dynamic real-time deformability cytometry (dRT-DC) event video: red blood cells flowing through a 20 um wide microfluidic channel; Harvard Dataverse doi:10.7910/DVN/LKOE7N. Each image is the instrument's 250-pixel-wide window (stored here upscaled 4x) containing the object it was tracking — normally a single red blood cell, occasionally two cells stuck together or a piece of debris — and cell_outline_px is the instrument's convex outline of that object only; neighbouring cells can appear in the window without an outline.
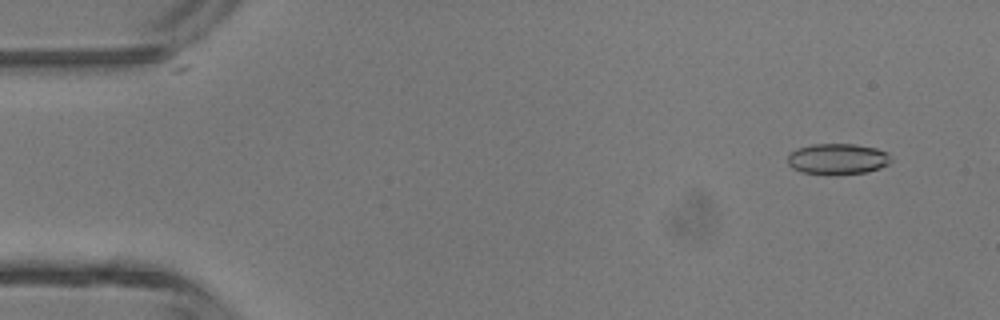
{"species": "common noctule bat (a hibernating species)", "species_latin": "Nyctalus noctula", "temperature_condition": "room temperature", "stored_images_in_passage": 47, "camera_frame_rate_fps": 3000, "um_per_image_px": 0.085, "animal": {"sex": "male", "body_mass_g": 13.3}, "frame": {"image": 1, "passage_image": 4, "time_ms": 1.0, "image_size_px": [1000, 320], "cell_outline_px": [[892, 160], [888, 164], [880, 168], [868, 172], [832, 176], [800, 172], [792, 168], [788, 164], [788, 156], [796, 148], [812, 144], [856, 144], [876, 148], [888, 152], [892, 156]], "centroid_in_image_um": [71.21, 13.53], "position_along_channel_um": 13.8, "area_um2": 19.13}}
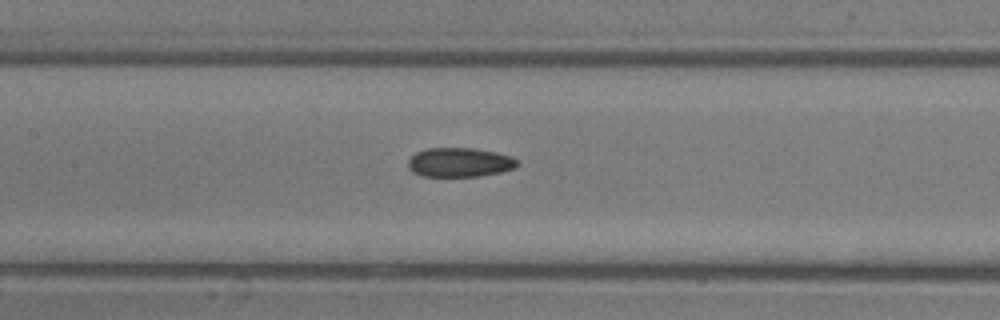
{"frame": {"image": 2, "passage_image": 22, "time_ms": 7.0, "image_size_px": [1000, 320], "cell_outline_px": [[520, 164], [516, 168], [500, 172], [480, 176], [420, 176], [412, 172], [408, 168], [408, 160], [416, 152], [424, 148], [472, 148], [496, 152], [512, 156]], "centroid_in_image_um": [39.06, 13.8], "position_along_channel_um": 168.3, "area_um2": 18.79}}
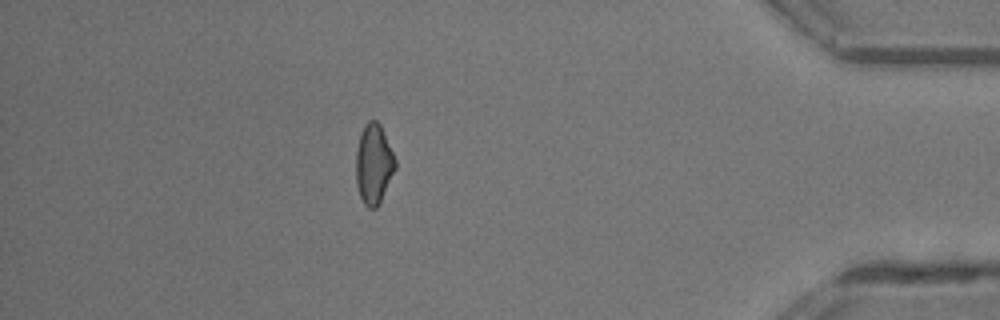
{"frame": {"image": 3, "passage_image": 41, "time_ms": 13.333, "image_size_px": [1000, 320], "cell_outline_px": [[396, 168], [380, 204], [376, 208], [368, 208], [364, 204], [360, 196], [356, 184], [356, 152], [360, 136], [364, 124], [368, 120], [376, 120], [380, 124], [396, 160]], "centroid_in_image_um": [31.77, 13.97], "position_along_channel_um": 403.4, "area_um2": 18.38}, "authors_computed_cell_mechanics": {"area_um2": 18.785, "velocity_mm_per_s": 4.4643, "shape_relaxation_time_tau1_ms": null, "shape_relaxation_time_tau2_ms": 1.6743, "deformation_change_tau1": null, "deformation_change_tau2": 0.0676}}